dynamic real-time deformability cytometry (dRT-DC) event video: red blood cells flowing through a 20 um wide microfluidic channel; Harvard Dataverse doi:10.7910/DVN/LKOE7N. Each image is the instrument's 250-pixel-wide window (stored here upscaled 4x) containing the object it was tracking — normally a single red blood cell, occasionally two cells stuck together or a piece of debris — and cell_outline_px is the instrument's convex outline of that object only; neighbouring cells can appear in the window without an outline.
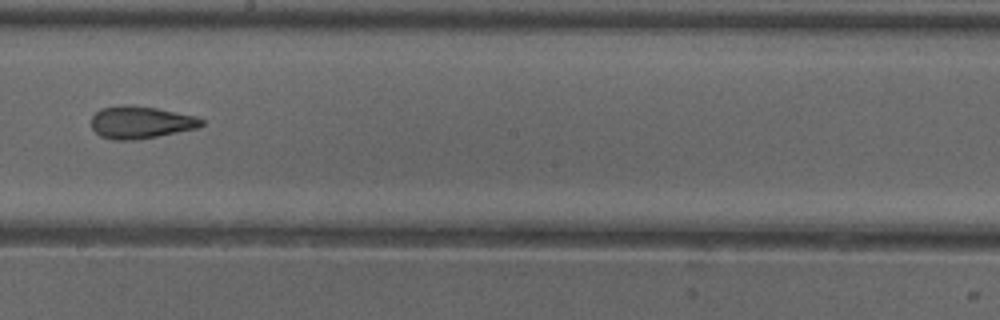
{"species": "common noctule bat (a hibernating species)", "species_latin": "Nyctalus noctula", "temperature_condition": "cold", "stored_images_in_passage": 9, "camera_frame_rate_fps": 3000, "um_per_image_px": 0.085, "animal": {"sex": "female"}, "frame": {"image": 1, "passage_image": 9, "time_ms": 10.667, "image_size_px": [1000, 320], "cell_outline_px": [[204, 124], [200, 128], [136, 140], [112, 140], [100, 136], [92, 128], [92, 116], [100, 108], [120, 104], [136, 104], [196, 116], [204, 120]], "centroid_in_image_um": [11.96, 10.39], "position_along_channel_um": 236.2, "area_um2": 21.15}}